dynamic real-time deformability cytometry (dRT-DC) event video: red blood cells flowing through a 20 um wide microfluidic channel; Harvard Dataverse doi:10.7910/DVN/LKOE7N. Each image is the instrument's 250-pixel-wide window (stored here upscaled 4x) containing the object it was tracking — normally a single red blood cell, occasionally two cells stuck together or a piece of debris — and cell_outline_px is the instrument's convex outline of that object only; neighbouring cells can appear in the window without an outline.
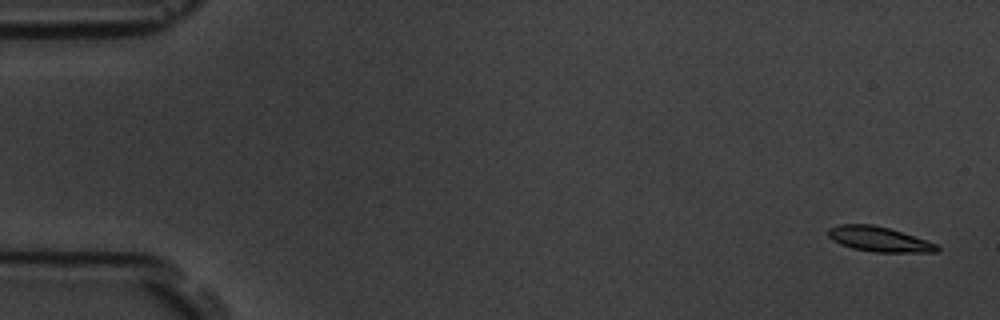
{"species": "common noctule bat (a hibernating species)", "species_latin": "Nyctalus noctula", "temperature_condition": "room temperature", "stored_images_in_passage": 6, "camera_frame_rate_fps": 3000, "um_per_image_px": 0.085, "animal": {"sex": "male", "body_mass_g": 19.5, "forearm_length_mm": 54.6}, "frame": {"image": 1, "passage_image": 1, "time_ms": 0.0, "image_size_px": [1000, 320], "cell_outline_px": [[940, 248], [936, 252], [872, 252], [852, 248], [840, 244], [832, 240], [828, 236], [828, 228], [840, 224], [872, 224], [888, 228], [940, 244]], "centroid_in_image_um": [74.72, 20.33], "position_along_channel_um": 10.3, "area_um2": 15.9}}